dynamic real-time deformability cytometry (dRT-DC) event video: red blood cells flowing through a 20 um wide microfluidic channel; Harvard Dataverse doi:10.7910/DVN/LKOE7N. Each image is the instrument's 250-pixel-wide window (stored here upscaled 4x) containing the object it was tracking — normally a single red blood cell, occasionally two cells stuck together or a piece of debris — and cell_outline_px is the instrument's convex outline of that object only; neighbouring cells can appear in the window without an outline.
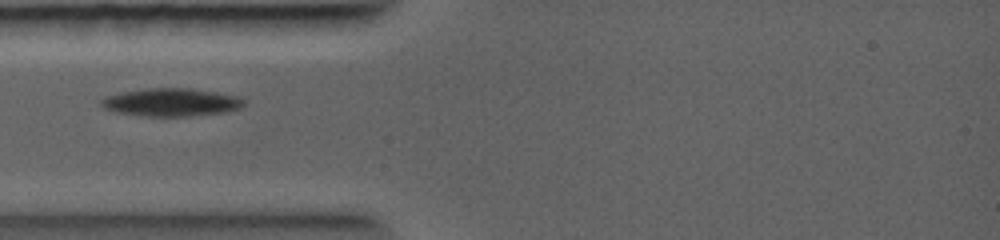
{"species": "common noctule bat (a hibernating species)", "species_latin": "Nyctalus noctula", "temperature_condition": "warm", "stored_images_in_passage": 2, "camera_frame_rate_fps": 5000, "um_per_image_px": 0.085, "animal": {"sex": "female", "body_mass_g": 19.0, "forearm_length_mm": 56.7}, "frame": {"image": 1, "passage_image": 2, "time_ms": 1.0, "image_size_px": [1000, 240], "cell_outline_px": [[244, 104], [240, 108], [228, 112], [188, 116], [148, 116], [116, 112], [104, 108], [100, 104], [100, 100], [104, 96], [120, 92], [148, 88], [192, 88], [236, 96], [244, 100]], "centroid_in_image_um": [14.52, 8.69], "position_along_channel_um": 70.5, "area_um2": 23.24}}